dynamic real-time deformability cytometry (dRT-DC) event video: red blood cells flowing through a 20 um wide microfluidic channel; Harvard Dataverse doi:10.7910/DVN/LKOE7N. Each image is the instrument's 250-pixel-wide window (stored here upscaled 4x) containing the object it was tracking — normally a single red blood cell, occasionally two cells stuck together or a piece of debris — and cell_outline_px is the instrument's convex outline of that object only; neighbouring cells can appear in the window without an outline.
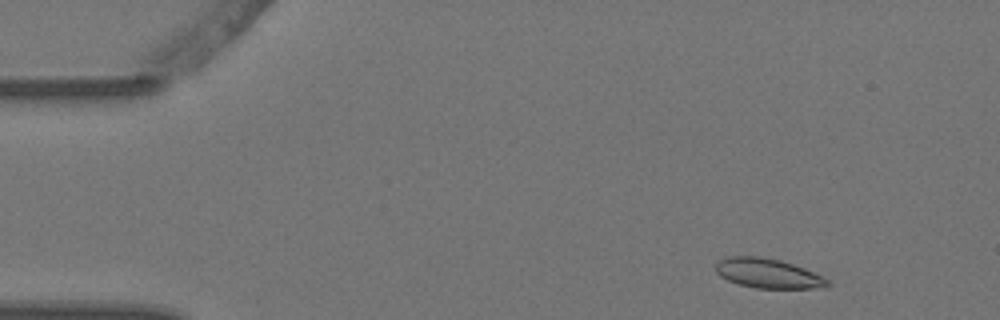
{"species": "Egyptian fruit bat (a non-hibernating species)", "species_latin": "Rousettus aegyptiacus", "temperature_condition": "warm", "stored_images_in_passage": 4, "camera_frame_rate_fps": 3000, "um_per_image_px": 0.085, "animal": {"sex": "female"}, "frame": {"image": 1, "passage_image": 1, "time_ms": 0.0, "image_size_px": [1000, 320], "cell_outline_px": [[828, 284], [812, 288], [756, 288], [740, 284], [728, 280], [720, 276], [716, 272], [716, 264], [724, 256], [756, 256], [780, 260], [804, 268], [824, 276], [828, 280]], "centroid_in_image_um": [65.23, 23.22], "position_along_channel_um": 19.8, "area_um2": 19.02}}